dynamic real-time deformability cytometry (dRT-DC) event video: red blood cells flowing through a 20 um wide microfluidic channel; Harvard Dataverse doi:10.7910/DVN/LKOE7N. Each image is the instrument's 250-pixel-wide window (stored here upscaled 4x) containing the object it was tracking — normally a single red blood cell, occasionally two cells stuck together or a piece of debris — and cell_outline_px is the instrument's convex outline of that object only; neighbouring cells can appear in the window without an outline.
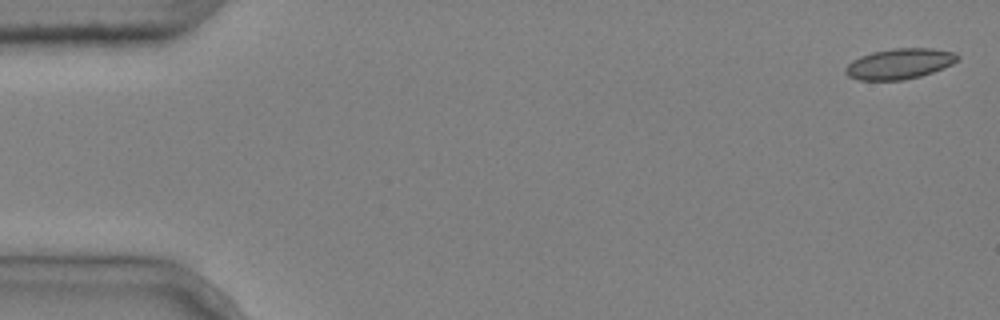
{"species": "common noctule bat (a hibernating species)", "species_latin": "Nyctalus noctula", "temperature_condition": "cold", "stored_images_in_passage": 5, "segment_of_instrument_passage": [2, 2], "camera_frame_rate_fps": 3000, "um_per_image_px": 0.085, "animal": {"sex": "male", "body_mass_g": 20.4}, "frame": {"image": 1, "passage_image": 5, "time_ms": 1.333, "image_size_px": [1000, 320], "cell_outline_px": [[960, 56], [952, 64], [932, 72], [920, 76], [904, 80], [860, 80], [848, 76], [844, 72], [844, 68], [852, 60], [860, 56], [872, 52], [892, 48], [932, 48], [956, 52]], "centroid_in_image_um": [76.44, 5.41], "position_along_channel_um": 8.6, "area_um2": 20.0}}